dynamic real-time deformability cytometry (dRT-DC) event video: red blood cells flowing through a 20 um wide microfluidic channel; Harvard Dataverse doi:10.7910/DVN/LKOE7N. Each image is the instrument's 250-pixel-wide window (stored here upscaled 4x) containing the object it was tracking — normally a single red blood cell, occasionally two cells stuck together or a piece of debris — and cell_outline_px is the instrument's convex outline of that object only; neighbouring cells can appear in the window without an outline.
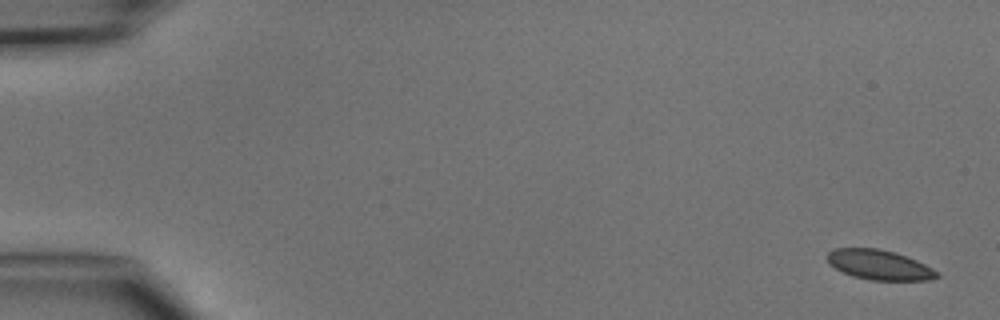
{"species": "common noctule bat (a hibernating species)", "species_latin": "Nyctalus noctula", "temperature_condition": "cold", "stored_images_in_passage": 5, "camera_frame_rate_fps": 3000, "um_per_image_px": 0.085, "animal": {"sex": "male", "body_mass_g": 15.6}, "frame": {"image": 1, "passage_image": 1, "time_ms": 0.0, "image_size_px": [1000, 320], "cell_outline_px": [[940, 276], [928, 280], [868, 280], [852, 276], [828, 264], [824, 256], [828, 252], [836, 248], [876, 248], [892, 252], [916, 260], [940, 272]], "centroid_in_image_um": [74.7, 22.52], "position_along_channel_um": 10.3, "area_um2": 19.07}}